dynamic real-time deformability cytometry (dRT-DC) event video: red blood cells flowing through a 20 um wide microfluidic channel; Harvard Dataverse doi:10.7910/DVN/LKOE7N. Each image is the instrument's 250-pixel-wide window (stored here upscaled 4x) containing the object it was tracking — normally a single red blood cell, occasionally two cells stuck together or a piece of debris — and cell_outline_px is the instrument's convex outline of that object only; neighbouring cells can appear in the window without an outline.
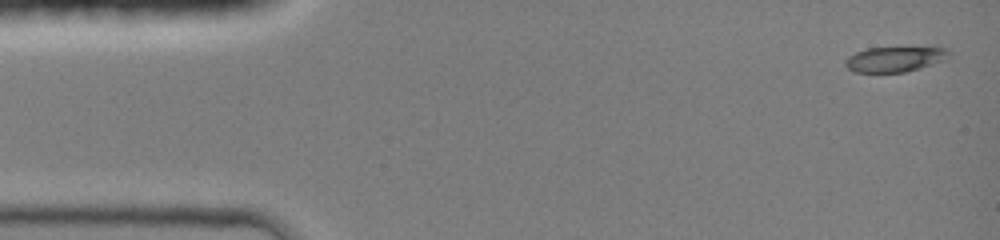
{"species": "common noctule bat (a hibernating species)", "species_latin": "Nyctalus noctula", "temperature_condition": "room temperature", "stored_images_in_passage": 8, "camera_frame_rate_fps": 3000, "um_per_image_px": 0.085, "animal": {"sex": "female", "body_mass_g": 19.0, "forearm_length_mm": 51.5}, "frame": {"image": 1, "passage_image": 1, "time_ms": 0.0, "image_size_px": [1000, 240], "cell_outline_px": [[952, 52], [944, 60], [920, 68], [904, 72], [856, 72], [848, 68], [844, 64], [844, 60], [848, 56], [856, 52], [868, 48], [948, 48]], "centroid_in_image_um": [76.04, 5.03], "position_along_channel_um": 9.0, "area_um2": 15.03}}
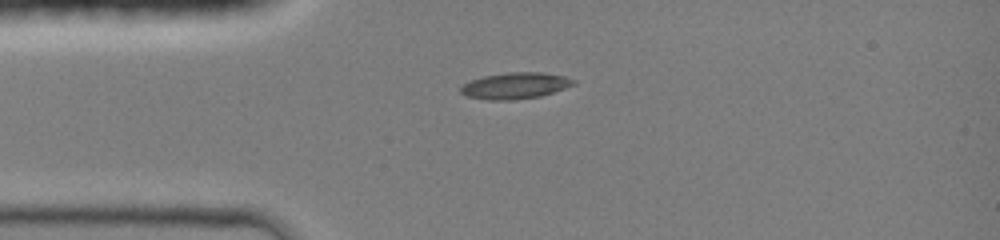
{"frame": {"image": 2, "passage_image": 7, "time_ms": 3.0, "image_size_px": [1000, 240], "cell_outline_px": [[576, 84], [540, 96], [512, 100], [488, 100], [468, 96], [460, 92], [460, 88], [464, 84], [472, 80], [484, 76], [508, 72], [540, 72], [564, 76], [576, 80]], "centroid_in_image_um": [43.8, 7.28], "position_along_channel_um": 41.2, "area_um2": 17.11}}